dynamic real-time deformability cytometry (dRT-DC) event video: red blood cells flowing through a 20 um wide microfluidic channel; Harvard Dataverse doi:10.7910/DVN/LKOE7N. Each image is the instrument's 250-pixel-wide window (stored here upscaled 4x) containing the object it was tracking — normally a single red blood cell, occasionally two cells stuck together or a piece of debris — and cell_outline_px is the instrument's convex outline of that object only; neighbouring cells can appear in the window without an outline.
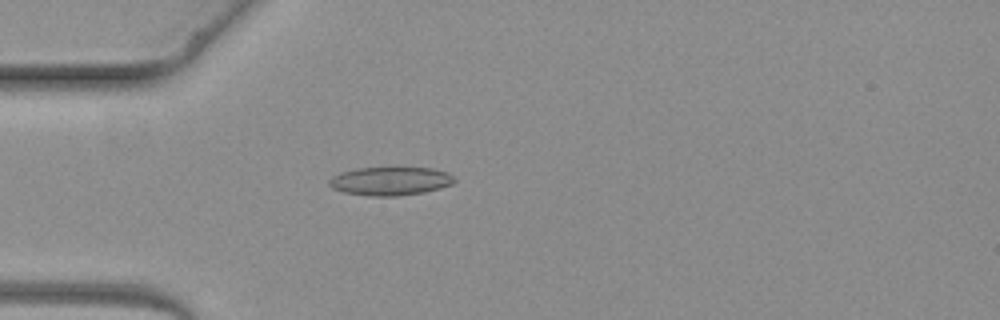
{"species": "common noctule bat (a hibernating species)", "species_latin": "Nyctalus noctula", "temperature_condition": "warm", "stored_images_in_passage": 4, "camera_frame_rate_fps": 3000, "um_per_image_px": 0.085, "animal": {"sex": "female", "body_mass_g": 19.3, "forearm_length_mm": 54.1}, "frame": {"image": 1, "passage_image": 4, "time_ms": 6.333, "image_size_px": [1000, 320], "cell_outline_px": [[456, 180], [452, 184], [440, 188], [424, 192], [396, 196], [368, 196], [344, 192], [332, 188], [328, 184], [328, 180], [332, 176], [340, 172], [356, 168], [432, 168], [448, 172]], "centroid_in_image_um": [33.15, 15.39], "position_along_channel_um": 51.8, "area_um2": 20.81}}